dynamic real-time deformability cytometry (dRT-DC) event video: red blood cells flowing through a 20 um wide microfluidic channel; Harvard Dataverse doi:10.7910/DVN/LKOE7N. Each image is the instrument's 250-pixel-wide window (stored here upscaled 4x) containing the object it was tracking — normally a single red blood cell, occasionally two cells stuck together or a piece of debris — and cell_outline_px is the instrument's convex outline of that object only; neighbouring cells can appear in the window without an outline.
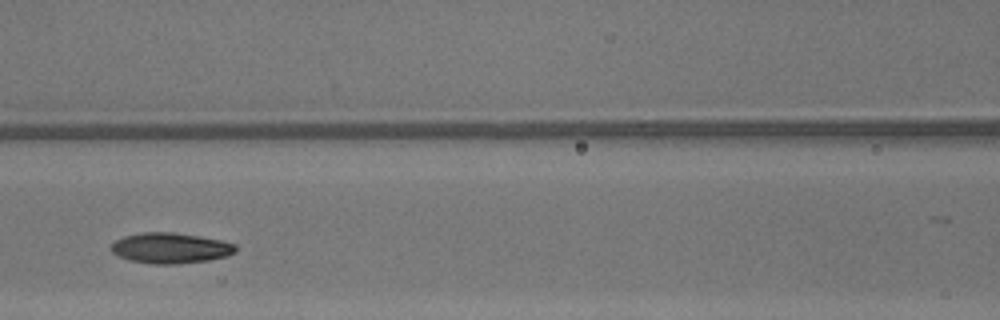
{"species": "common noctule bat (a hibernating species)", "species_latin": "Nyctalus noctula", "temperature_condition": "warm", "stored_images_in_passage": 14, "camera_frame_rate_fps": 3000, "um_per_image_px": 0.085, "animal": {"sex": "male", "body_mass_g": 13.3}, "frame": {"image": 1, "passage_image": 7, "time_ms": 2.0, "image_size_px": [1000, 320], "cell_outline_px": [[236, 252], [228, 256], [208, 260], [176, 264], [152, 264], [128, 260], [112, 252], [112, 244], [116, 240], [124, 236], [140, 232], [172, 232], [200, 236], [220, 240], [236, 244]], "centroid_in_image_um": [14.5, 21.08], "position_along_channel_um": 152.1, "area_um2": 22.2}}
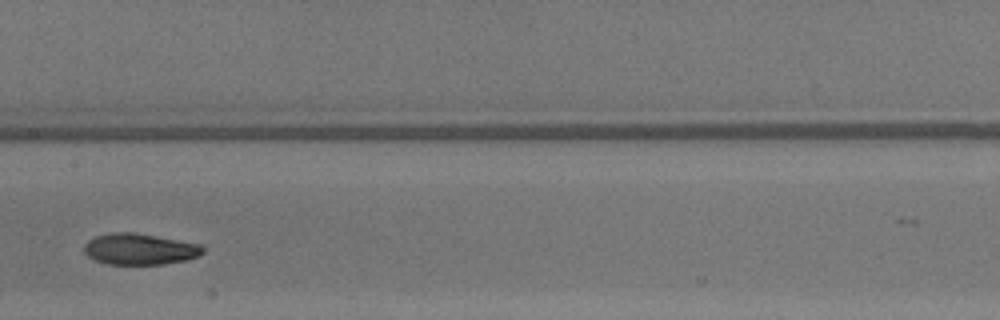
{"frame": {"image": 2, "passage_image": 10, "time_ms": 3.0, "image_size_px": [1000, 320], "cell_outline_px": [[204, 252], [200, 256], [188, 260], [164, 264], [108, 264], [96, 260], [88, 256], [84, 252], [84, 244], [88, 240], [96, 236], [108, 232], [136, 232], [200, 244], [204, 248]], "centroid_in_image_um": [11.89, 21.17], "position_along_channel_um": 195.5, "area_um2": 21.79}}